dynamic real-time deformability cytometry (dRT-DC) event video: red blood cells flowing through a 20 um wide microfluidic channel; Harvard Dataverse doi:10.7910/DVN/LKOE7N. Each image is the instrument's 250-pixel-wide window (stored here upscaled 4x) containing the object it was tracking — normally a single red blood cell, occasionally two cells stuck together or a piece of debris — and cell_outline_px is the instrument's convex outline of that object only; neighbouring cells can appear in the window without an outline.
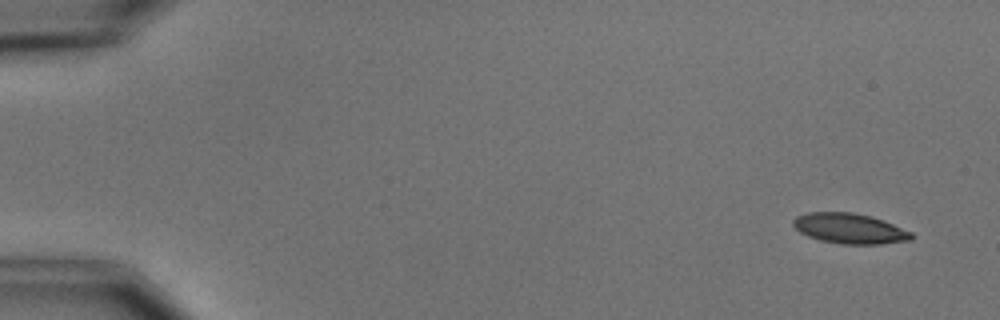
{"species": "common noctule bat (a hibernating species)", "species_latin": "Nyctalus noctula", "temperature_condition": "cold", "stored_images_in_passage": 7, "camera_frame_rate_fps": 3000, "um_per_image_px": 0.085, "animal": {"sex": "male", "body_mass_g": 15.6}, "frame": {"image": 1, "passage_image": 1, "time_ms": 0.0, "image_size_px": [1000, 320], "cell_outline_px": [[912, 240], [880, 244], [840, 244], [820, 240], [808, 236], [800, 232], [792, 224], [792, 220], [796, 216], [808, 212], [852, 212], [872, 216], [912, 232]], "centroid_in_image_um": [72.2, 19.42], "position_along_channel_um": 12.8, "area_um2": 20.87}}
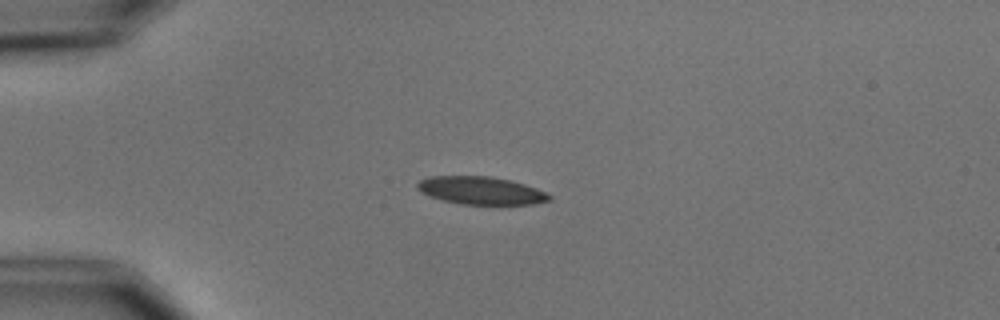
{"frame": {"image": 2, "passage_image": 4, "time_ms": 3.667, "image_size_px": [1000, 320], "cell_outline_px": [[552, 200], [532, 204], [464, 204], [444, 200], [420, 192], [416, 188], [416, 184], [420, 180], [428, 176], [492, 176], [512, 180], [536, 188], [552, 196]], "centroid_in_image_um": [40.88, 16.18], "position_along_channel_um": 44.1, "area_um2": 21.33}}
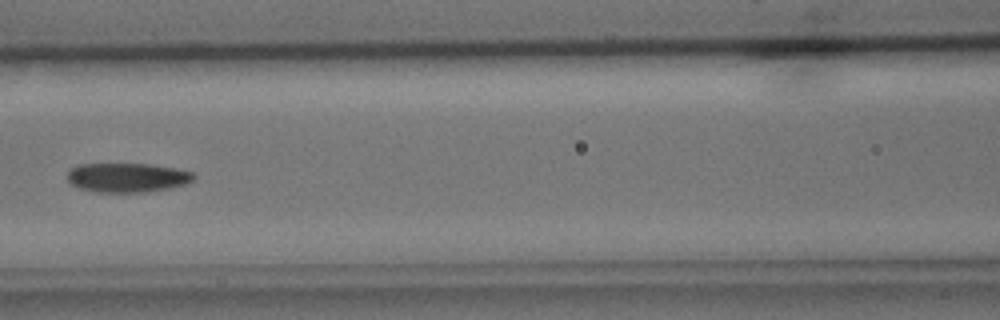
{"frame": {"image": 3, "passage_image": 7, "time_ms": 7.333, "image_size_px": [1000, 320], "cell_outline_px": [[196, 176], [192, 180], [184, 184], [168, 188], [144, 192], [96, 192], [80, 188], [68, 184], [68, 172], [76, 164], [152, 164], [176, 168], [192, 172]], "centroid_in_image_um": [10.79, 15.09], "position_along_channel_um": 155.8, "area_um2": 21.56}}